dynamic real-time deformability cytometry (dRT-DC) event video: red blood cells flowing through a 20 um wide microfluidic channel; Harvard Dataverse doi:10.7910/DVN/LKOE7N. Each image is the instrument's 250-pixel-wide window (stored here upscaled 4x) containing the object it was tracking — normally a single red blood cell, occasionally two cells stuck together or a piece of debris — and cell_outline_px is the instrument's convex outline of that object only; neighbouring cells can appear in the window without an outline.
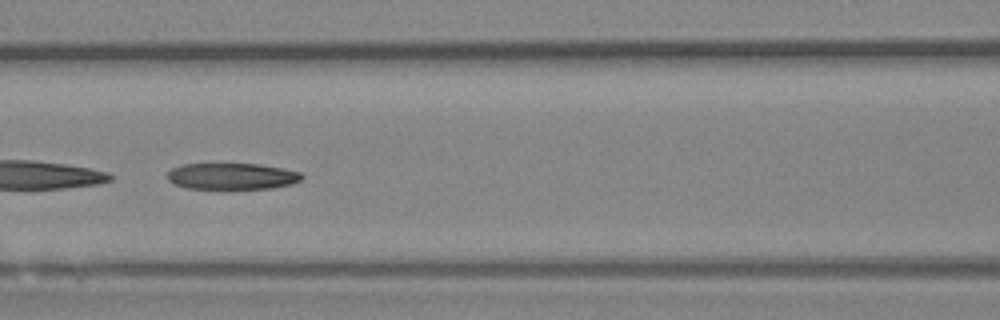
{"species": "Egyptian fruit bat (a non-hibernating species)", "species_latin": "Rousettus aegyptiacus", "temperature_condition": "room temperature", "stored_images_in_passage": 49, "camera_frame_rate_fps": 3000, "um_per_image_px": 0.085, "animal": {"sex": "female"}, "frame": {"image": 1, "passage_image": 22, "time_ms": 7.0, "image_size_px": [1000, 320], "cell_outline_px": [[304, 176], [300, 180], [292, 184], [272, 188], [188, 188], [176, 184], [168, 180], [168, 172], [172, 168], [184, 164], [260, 164], [300, 172]], "centroid_in_image_um": [19.73, 14.97], "position_along_channel_um": 146.9, "area_um2": 20.35}}